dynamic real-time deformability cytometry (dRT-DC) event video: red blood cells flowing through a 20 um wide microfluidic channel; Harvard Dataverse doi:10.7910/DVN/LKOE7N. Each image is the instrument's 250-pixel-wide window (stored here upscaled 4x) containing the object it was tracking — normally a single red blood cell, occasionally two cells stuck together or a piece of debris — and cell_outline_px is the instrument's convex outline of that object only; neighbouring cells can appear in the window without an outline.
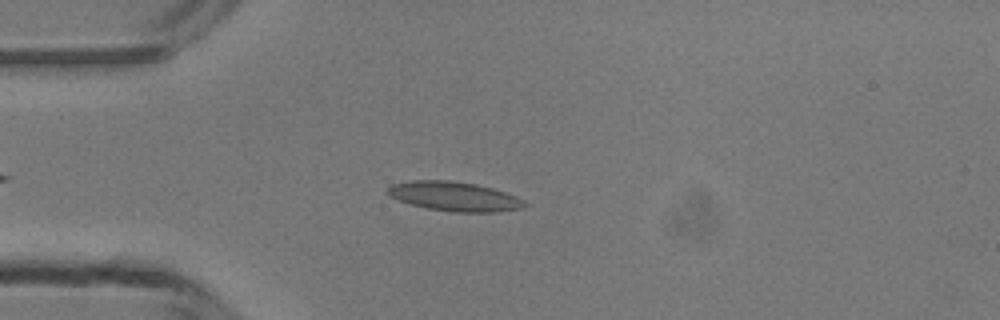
{"species": "common noctule bat (a hibernating species)", "species_latin": "Nyctalus noctula", "temperature_condition": "room temperature", "stored_images_in_passage": 37, "camera_frame_rate_fps": 3000, "um_per_image_px": 0.085, "animal": {"sex": "male", "body_mass_g": 13.3}, "frame": {"image": 1, "passage_image": 7, "time_ms": 2.0, "image_size_px": [1000, 320], "cell_outline_px": [[528, 204], [520, 208], [496, 212], [452, 212], [424, 208], [408, 204], [388, 196], [388, 188], [392, 184], [412, 180], [448, 180], [476, 184], [492, 188], [516, 196], [524, 200]], "centroid_in_image_um": [38.58, 16.7], "position_along_channel_um": 46.4, "area_um2": 23.52}}
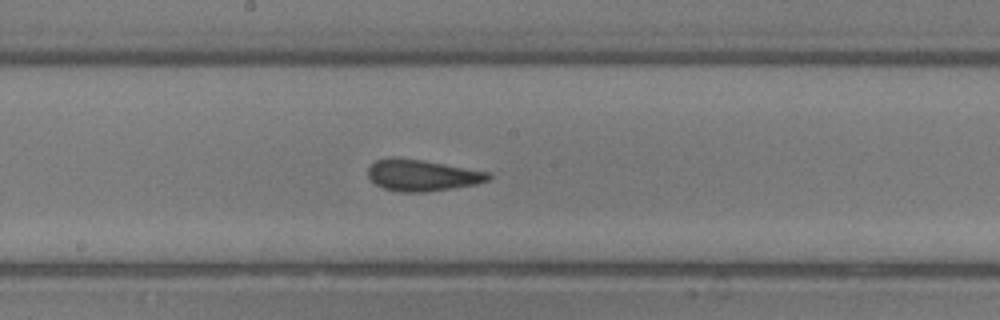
{"frame": {"image": 2, "passage_image": 20, "time_ms": 6.333, "image_size_px": [1000, 320], "cell_outline_px": [[492, 176], [488, 180], [476, 184], [452, 188], [424, 192], [400, 192], [384, 188], [376, 184], [368, 176], [368, 168], [376, 160], [392, 156], [420, 160], [492, 172]], "centroid_in_image_um": [35.89, 14.89], "position_along_channel_um": 212.3, "area_um2": 21.96}}
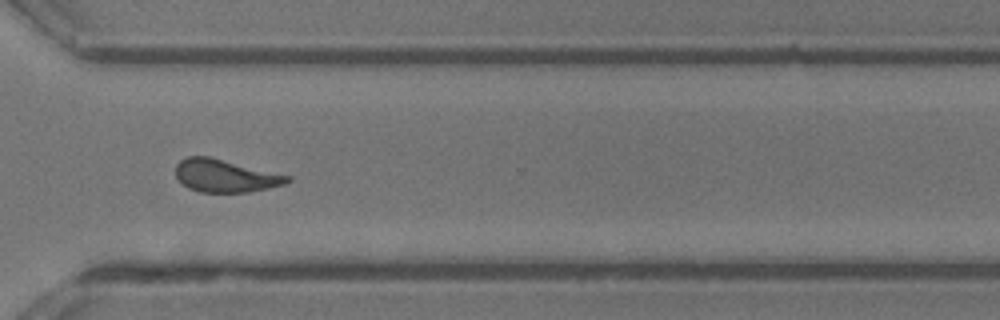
{"frame": {"image": 3, "passage_image": 30, "time_ms": 9.667, "image_size_px": [1000, 320], "cell_outline_px": [[292, 180], [284, 184], [268, 188], [248, 192], [200, 192], [188, 188], [180, 184], [176, 176], [176, 164], [180, 160], [188, 156], [208, 156], [292, 176]], "centroid_in_image_um": [19.13, 14.94], "position_along_channel_um": 351.5, "area_um2": 21.39}, "authors_computed_cell_mechanics": {"area_um2": 21.9062, "velocity_mm_per_s": 4.1904, "shape_relaxation_time_tau1_ms": 5.5201, "shape_relaxation_time_tau2_ms": 1.9406, "deformation_change_tau1": 0.1399, "deformation_change_tau2": 0.0646}}